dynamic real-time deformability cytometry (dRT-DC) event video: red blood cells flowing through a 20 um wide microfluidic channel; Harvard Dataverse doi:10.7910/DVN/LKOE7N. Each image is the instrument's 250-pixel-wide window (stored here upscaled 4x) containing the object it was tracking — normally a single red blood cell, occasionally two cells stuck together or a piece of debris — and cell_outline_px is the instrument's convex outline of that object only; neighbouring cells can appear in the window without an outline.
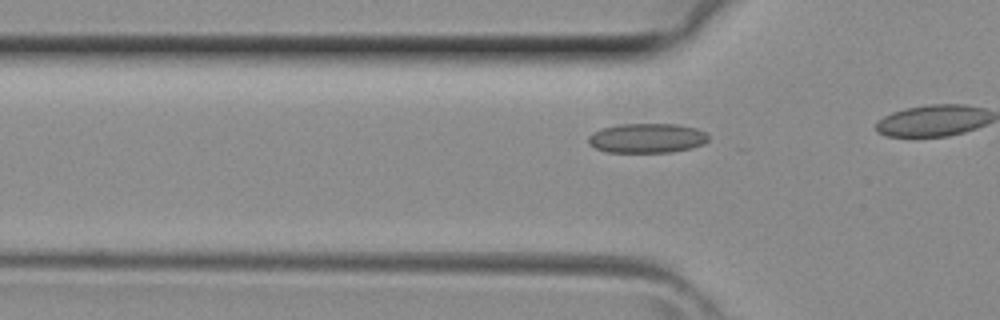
{"species": "common noctule bat (a hibernating species)", "species_latin": "Nyctalus noctula", "temperature_condition": "room temperature", "stored_images_in_passage": 4, "segment_of_instrument_passage": [2, 2], "camera_frame_rate_fps": 3000, "um_per_image_px": 0.085, "animal": {"sex": "female", "body_mass_g": 29.2, "forearm_length_mm": 56.3}, "frame": {"image": 1, "passage_image": 4, "time_ms": 1.0, "image_size_px": [1000, 320], "cell_outline_px": [[708, 140], [704, 144], [692, 148], [672, 152], [608, 152], [596, 148], [588, 144], [588, 136], [592, 132], [600, 128], [620, 124], [676, 124], [696, 128], [704, 132], [708, 136]], "centroid_in_image_um": [54.97, 11.74], "position_along_channel_um": 70.8, "area_um2": 20.81}}